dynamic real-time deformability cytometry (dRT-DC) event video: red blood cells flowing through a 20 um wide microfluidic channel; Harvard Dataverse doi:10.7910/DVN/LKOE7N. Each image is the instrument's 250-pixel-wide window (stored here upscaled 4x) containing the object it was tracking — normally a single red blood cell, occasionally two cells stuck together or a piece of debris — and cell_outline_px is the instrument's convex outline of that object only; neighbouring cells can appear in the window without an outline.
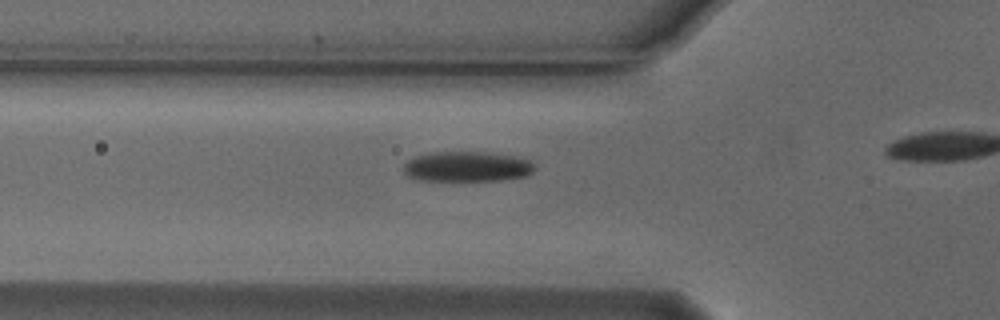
{"species": "Egyptian fruit bat (a non-hibernating species)", "species_latin": "Rousettus aegyptiacus", "temperature_condition": "cold", "stored_images_in_passage": 10, "camera_frame_rate_fps": 3000, "um_per_image_px": 0.085, "animal": {"sex": "male"}, "frame": {"image": 1, "passage_image": 5, "time_ms": 1.333, "image_size_px": [1000, 320], "cell_outline_px": [[536, 168], [532, 172], [524, 176], [500, 180], [416, 180], [408, 176], [404, 172], [404, 164], [408, 160], [416, 156], [432, 152], [488, 152], [512, 156], [528, 160], [536, 164]], "centroid_in_image_um": [39.69, 14.16], "position_along_channel_um": 86.1, "area_um2": 22.95}}
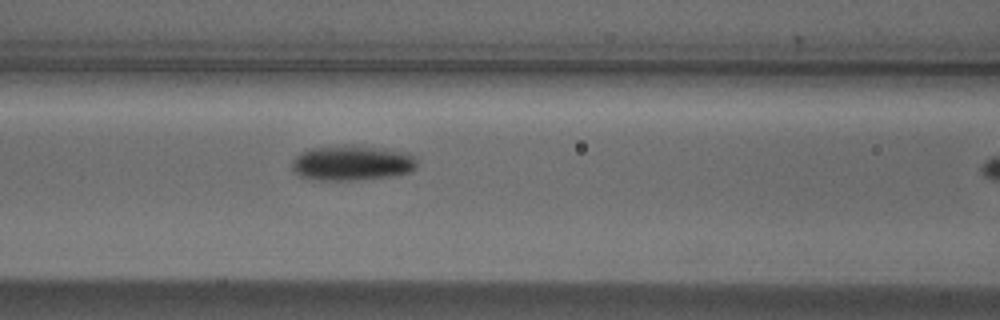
{"frame": {"image": 2, "passage_image": 9, "time_ms": 2.667, "image_size_px": [1000, 320], "cell_outline_px": [[416, 168], [412, 172], [392, 176], [360, 180], [312, 180], [300, 176], [292, 172], [292, 160], [300, 152], [308, 148], [344, 144], [352, 144], [408, 152], [416, 160]], "centroid_in_image_um": [29.88, 13.84], "position_along_channel_um": 136.7, "area_um2": 26.24}}